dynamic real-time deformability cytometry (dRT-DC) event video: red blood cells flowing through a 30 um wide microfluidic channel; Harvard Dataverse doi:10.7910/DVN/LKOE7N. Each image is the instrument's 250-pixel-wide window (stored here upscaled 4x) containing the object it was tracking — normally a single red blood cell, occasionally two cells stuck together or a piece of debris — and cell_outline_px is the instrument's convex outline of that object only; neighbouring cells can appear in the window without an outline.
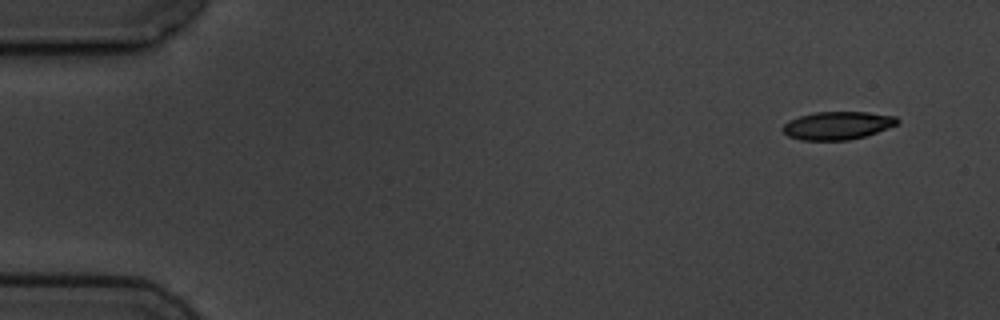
{"species": "common noctule bat (a hibernating species)", "species_latin": "Nyctalus noctula", "temperature_condition": "cold", "stored_images_in_passage": 4, "camera_frame_rate_fps": 3000, "um_per_image_px": 0.085, "animal": {"sex": "male", "body_mass_g": 19.5, "forearm_length_mm": 54.6}, "frame": {"image": 1, "passage_image": 1, "time_ms": 0.0, "image_size_px": [1000, 320], "cell_outline_px": [[900, 120], [896, 124], [888, 128], [864, 136], [848, 140], [800, 140], [788, 136], [780, 128], [788, 120], [800, 116], [816, 112], [868, 112], [896, 116]], "centroid_in_image_um": [71.16, 10.66], "position_along_channel_um": 13.8, "area_um2": 18.67}}